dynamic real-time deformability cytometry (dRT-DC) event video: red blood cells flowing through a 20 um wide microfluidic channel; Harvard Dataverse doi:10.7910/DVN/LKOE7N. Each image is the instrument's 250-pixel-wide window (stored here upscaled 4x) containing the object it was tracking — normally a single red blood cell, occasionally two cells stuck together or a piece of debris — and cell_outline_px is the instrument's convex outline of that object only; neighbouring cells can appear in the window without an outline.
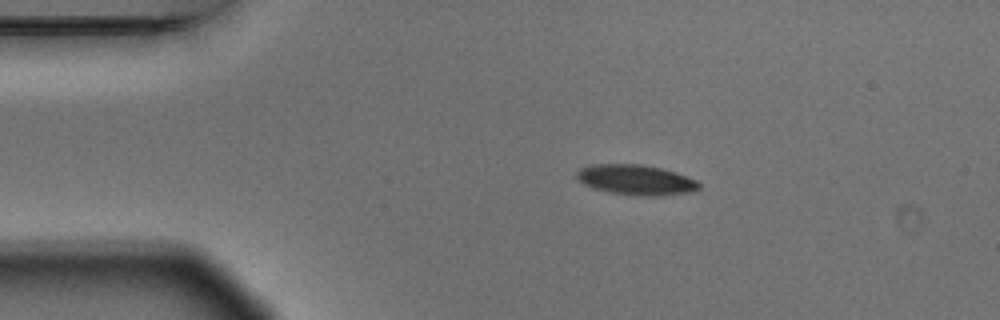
{"species": "Egyptian fruit bat (a non-hibernating species)", "species_latin": "Rousettus aegyptiacus", "temperature_condition": "warm", "stored_images_in_passage": 3, "camera_frame_rate_fps": 3000, "um_per_image_px": 0.085, "animal": {"sex": "male"}, "frame": {"image": 1, "passage_image": 2, "time_ms": 0.333, "image_size_px": [1000, 320], "cell_outline_px": [[700, 188], [696, 192], [652, 196], [644, 196], [612, 192], [592, 188], [584, 184], [576, 176], [576, 172], [580, 168], [592, 164], [640, 164], [660, 168], [676, 172], [696, 180], [700, 184]], "centroid_in_image_um": [54.08, 15.28], "position_along_channel_um": 30.9, "area_um2": 21.44}}